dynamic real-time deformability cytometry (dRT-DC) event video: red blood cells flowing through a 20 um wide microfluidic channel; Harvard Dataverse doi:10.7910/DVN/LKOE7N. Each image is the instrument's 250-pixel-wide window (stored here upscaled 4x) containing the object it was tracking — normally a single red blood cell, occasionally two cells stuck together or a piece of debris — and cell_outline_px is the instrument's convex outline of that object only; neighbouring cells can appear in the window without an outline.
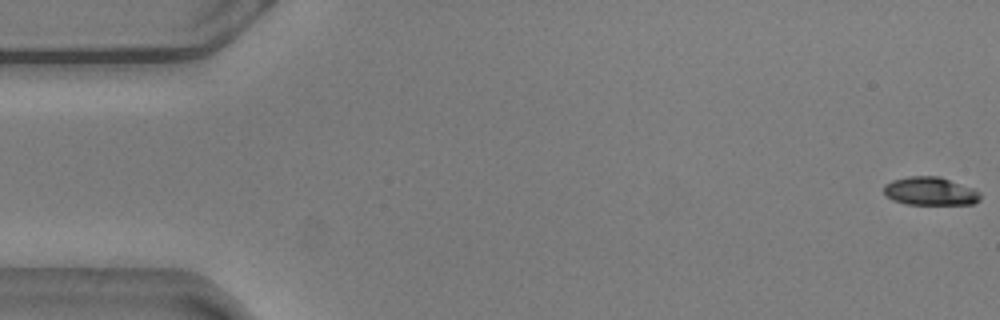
{"species": "common noctule bat (a hibernating species)", "species_latin": "Nyctalus noctula", "temperature_condition": "warm", "stored_images_in_passage": 56, "camera_frame_rate_fps": 3000, "um_per_image_px": 0.085, "animal": {"sex": "male", "body_mass_g": 20.5, "forearm_length_mm": 52.5}, "frame": {"image": 1, "passage_image": 1, "time_ms": 0.0, "image_size_px": [1000, 320], "cell_outline_px": [[980, 200], [972, 204], [904, 204], [892, 200], [884, 196], [884, 184], [892, 180], [908, 176], [940, 176], [972, 188], [980, 192]], "centroid_in_image_um": [79.03, 16.25], "position_along_channel_um": 6.0, "area_um2": 16.01}}
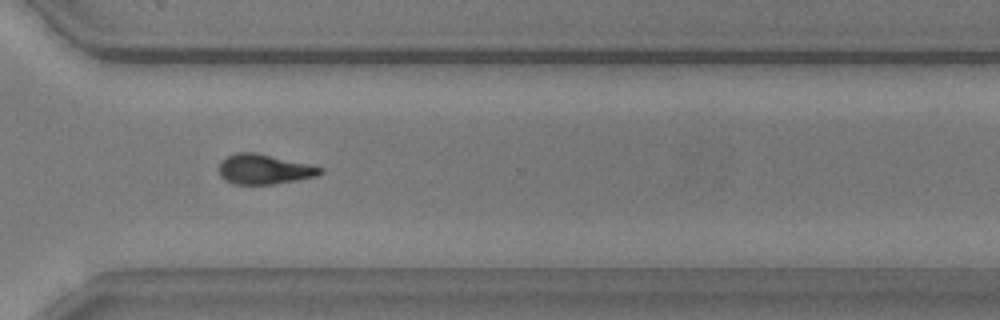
{"frame": {"image": 2, "passage_image": 41, "time_ms": 13.333, "image_size_px": [1000, 320], "cell_outline_px": [[324, 172], [316, 176], [296, 180], [272, 184], [232, 184], [224, 180], [220, 176], [220, 164], [228, 156], [236, 152], [256, 152], [308, 164], [324, 168]], "centroid_in_image_um": [22.46, 14.39], "position_along_channel_um": 348.1, "area_um2": 17.51}}
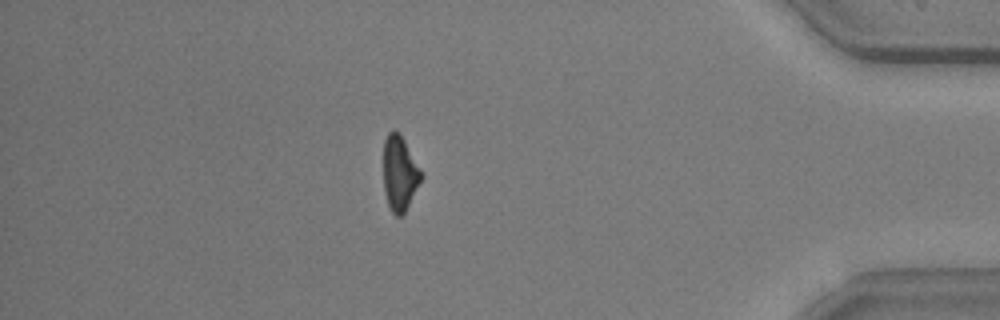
{"frame": {"image": 3, "passage_image": 49, "time_ms": 16.0, "image_size_px": [1000, 320], "cell_outline_px": [[424, 176], [404, 212], [400, 216], [396, 216], [392, 212], [388, 204], [384, 192], [384, 140], [388, 132], [392, 128], [404, 140], [420, 168]], "centroid_in_image_um": [33.97, 14.73], "position_along_channel_um": 401.2, "area_um2": 16.3}, "authors_computed_cell_mechanics": {"area_um2": 17.4845, "velocity_mm_per_s": 3.6238, "shape_relaxation_time_tau1_ms": 2.8761, "shape_relaxation_time_tau2_ms": null, "deformation_change_tau1": 0.1833, "deformation_change_tau2": null}}